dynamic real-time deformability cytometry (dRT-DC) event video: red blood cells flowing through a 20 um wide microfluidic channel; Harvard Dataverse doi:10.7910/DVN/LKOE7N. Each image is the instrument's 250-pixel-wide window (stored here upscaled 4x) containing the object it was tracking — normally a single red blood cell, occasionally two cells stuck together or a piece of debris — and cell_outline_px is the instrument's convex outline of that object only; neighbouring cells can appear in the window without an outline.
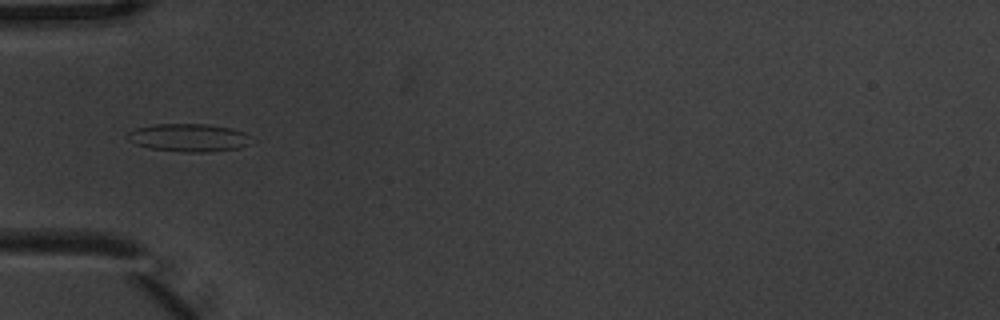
{"species": "common noctule bat (a hibernating species)", "species_latin": "Nyctalus noctula", "temperature_condition": "warm", "stored_images_in_passage": 11, "camera_frame_rate_fps": 3000, "um_per_image_px": 0.085, "animal": {"sex": "male", "body_mass_g": 20.1, "forearm_length_mm": 53.5}, "frame": {"image": 1, "passage_image": 5, "time_ms": 1.333, "image_size_px": [1000, 320], "cell_outline_px": [[252, 144], [240, 148], [208, 152], [184, 152], [152, 148], [136, 144], [128, 140], [124, 136], [128, 132], [136, 128], [152, 124], [208, 124], [232, 128], [244, 132]], "centroid_in_image_um": [16.03, 11.7], "position_along_channel_um": 69.0, "area_um2": 20.23}}
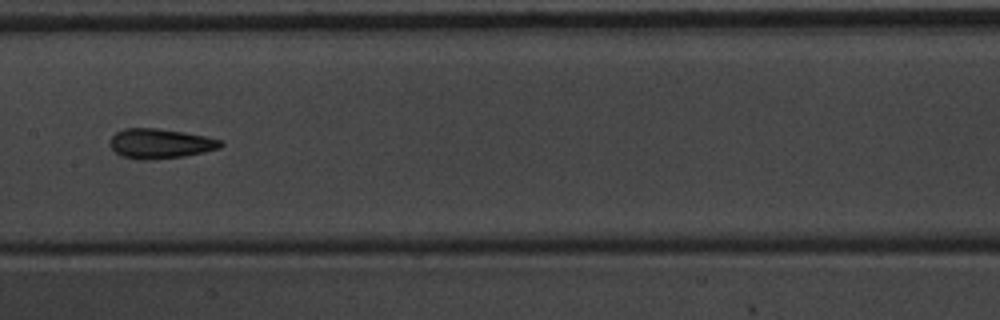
{"frame": {"image": 2, "passage_image": 8, "time_ms": 2.333, "image_size_px": [1000, 320], "cell_outline_px": [[224, 144], [220, 148], [184, 156], [148, 160], [140, 160], [120, 156], [108, 144], [108, 140], [116, 132], [124, 128], [156, 128], [184, 132], [208, 136], [220, 140]], "centroid_in_image_um": [13.59, 12.2], "position_along_channel_um": 193.8, "area_um2": 19.36}}
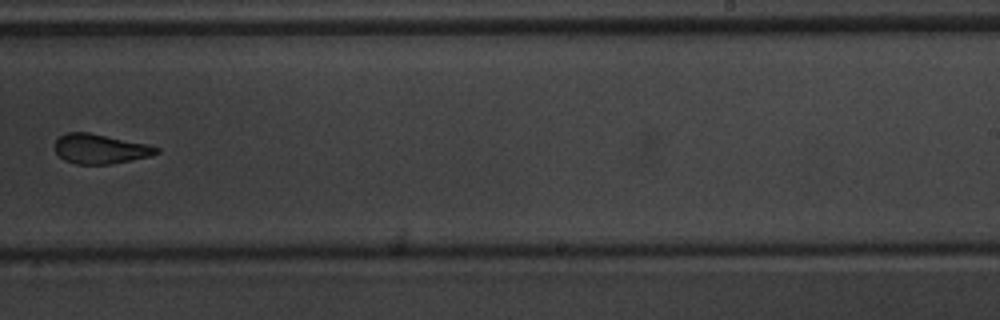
{"frame": {"image": 3, "passage_image": 10, "time_ms": 3.0, "image_size_px": [1000, 320], "cell_outline_px": [[160, 152], [152, 156], [112, 164], [76, 164], [64, 160], [56, 152], [56, 140], [60, 136], [68, 132], [88, 132], [148, 144], [160, 148]], "centroid_in_image_um": [8.56, 12.66], "position_along_channel_um": 280.4, "area_um2": 17.57}}